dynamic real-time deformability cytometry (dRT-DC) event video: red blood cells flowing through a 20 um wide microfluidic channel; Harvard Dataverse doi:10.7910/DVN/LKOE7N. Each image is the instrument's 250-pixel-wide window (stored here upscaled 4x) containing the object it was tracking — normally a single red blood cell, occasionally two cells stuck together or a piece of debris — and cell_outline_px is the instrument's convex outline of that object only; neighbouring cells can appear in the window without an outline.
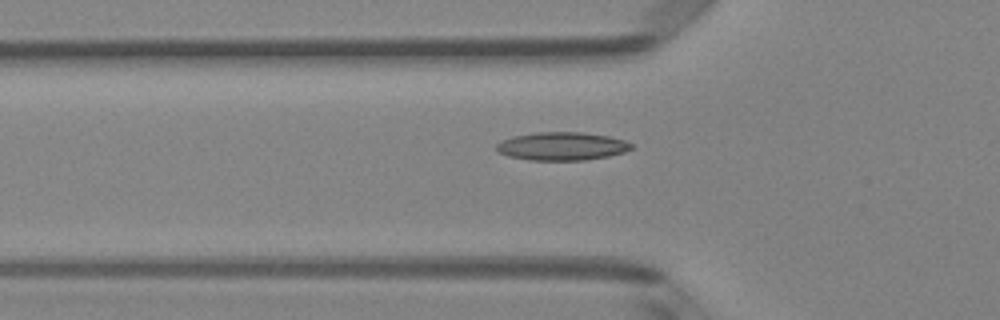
{"species": "Egyptian fruit bat (a non-hibernating species)", "species_latin": "Rousettus aegyptiacus", "temperature_condition": "room temperature", "stored_images_in_passage": 42, "camera_frame_rate_fps": 3000, "um_per_image_px": 0.085, "animal": {"sex": "female"}, "frame": {"image": 1, "passage_image": 9, "time_ms": 2.667, "image_size_px": [1000, 320], "cell_outline_px": [[632, 148], [624, 152], [608, 156], [584, 160], [528, 160], [508, 156], [500, 152], [496, 148], [496, 144], [500, 140], [512, 136], [536, 132], [580, 132], [608, 136], [624, 140], [632, 144]], "centroid_in_image_um": [47.73, 12.42], "position_along_channel_um": 78.1, "area_um2": 22.14}}
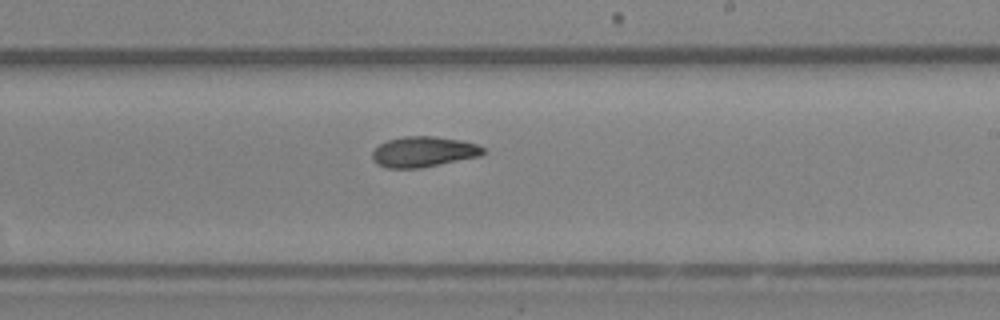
{"frame": {"image": 2, "passage_image": 22, "time_ms": 7.0, "image_size_px": [1000, 320], "cell_outline_px": [[484, 152], [480, 156], [420, 168], [384, 168], [376, 164], [372, 160], [372, 152], [380, 144], [388, 140], [404, 136], [432, 136], [460, 140], [476, 144], [484, 148]], "centroid_in_image_um": [35.96, 12.91], "position_along_channel_um": 253.0, "area_um2": 19.65}}
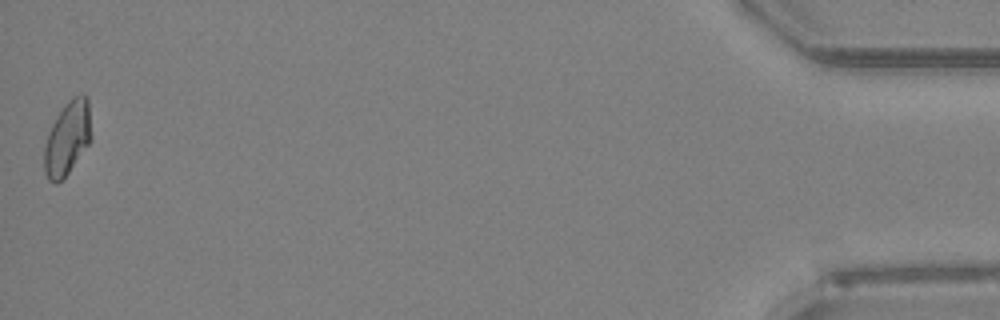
{"frame": {"image": 3, "passage_image": 42, "time_ms": 13.667, "image_size_px": [1000, 320], "cell_outline_px": [[92, 140], [68, 172], [56, 184], [48, 180], [44, 172], [44, 144], [48, 132], [56, 116], [64, 104], [72, 96], [80, 92], [84, 92], [88, 96], [92, 136]], "centroid_in_image_um": [5.74, 11.68], "position_along_channel_um": 429.5, "area_um2": 20.63}, "authors_computed_cell_mechanics": {"area_um2": 19.8832, "velocity_mm_per_s": 4.0404, "shape_relaxation_time_tau1_ms": null, "shape_relaxation_time_tau2_ms": 7.0318, "deformation_change_tau1": null, "deformation_change_tau2": 0.1291}}